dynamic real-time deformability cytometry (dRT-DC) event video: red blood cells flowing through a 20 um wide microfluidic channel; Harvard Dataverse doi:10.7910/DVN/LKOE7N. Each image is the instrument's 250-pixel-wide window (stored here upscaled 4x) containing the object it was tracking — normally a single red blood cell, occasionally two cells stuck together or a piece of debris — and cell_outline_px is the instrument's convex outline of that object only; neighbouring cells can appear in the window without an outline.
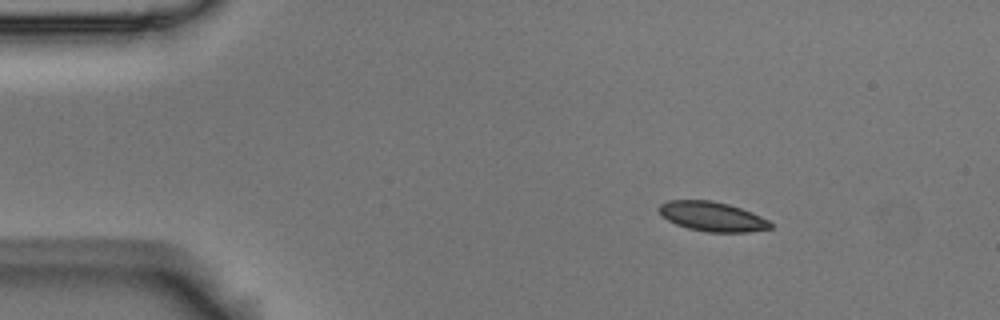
{"species": "Egyptian fruit bat (a non-hibernating species)", "species_latin": "Rousettus aegyptiacus", "temperature_condition": "room temperature", "stored_images_in_passage": 4, "camera_frame_rate_fps": 3000, "um_per_image_px": 0.085, "animal": {"sex": "male"}, "frame": {"image": 1, "passage_image": 1, "time_ms": 0.0, "image_size_px": [1000, 320], "cell_outline_px": [[772, 228], [748, 232], [708, 232], [688, 228], [676, 224], [668, 220], [656, 208], [660, 204], [668, 200], [712, 200], [728, 204], [740, 208], [760, 216], [768, 220], [772, 224]], "centroid_in_image_um": [60.52, 18.4], "position_along_channel_um": 24.5, "area_um2": 19.07}}
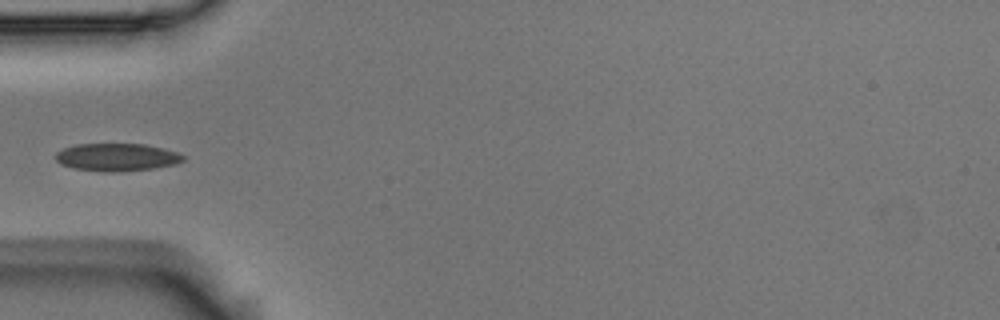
{"frame": {"image": 2, "passage_image": 4, "time_ms": 1.0, "image_size_px": [1000, 320], "cell_outline_px": [[184, 160], [176, 164], [156, 168], [120, 172], [104, 172], [72, 168], [60, 164], [56, 160], [56, 152], [64, 148], [76, 144], [144, 144], [164, 148], [176, 152], [184, 156]], "centroid_in_image_um": [9.93, 13.37], "position_along_channel_um": 75.1, "area_um2": 20.75}}